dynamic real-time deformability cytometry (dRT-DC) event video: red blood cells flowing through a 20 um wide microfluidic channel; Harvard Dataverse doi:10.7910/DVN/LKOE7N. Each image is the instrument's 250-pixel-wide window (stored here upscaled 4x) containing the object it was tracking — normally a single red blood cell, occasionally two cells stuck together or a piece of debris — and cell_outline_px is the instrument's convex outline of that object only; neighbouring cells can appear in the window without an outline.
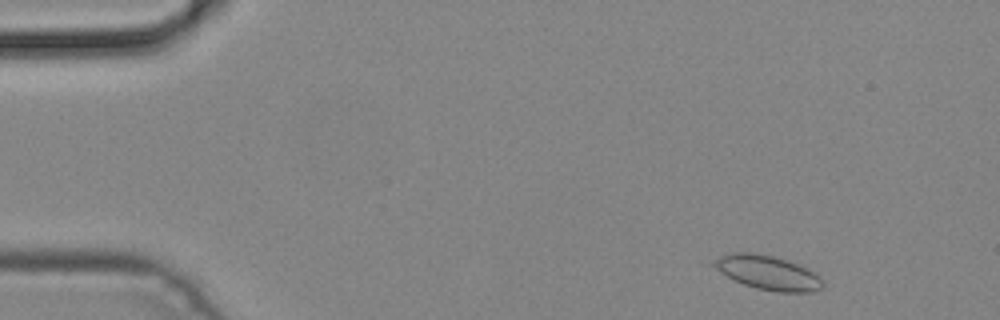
{"species": "common noctule bat (a hibernating species)", "species_latin": "Nyctalus noctula", "temperature_condition": "cold", "stored_images_in_passage": 2, "camera_frame_rate_fps": 3000, "um_per_image_px": 0.085, "animal": {"sex": "male", "body_mass_g": 19.2, "forearm_length_mm": 51.8}, "frame": {"image": 1, "passage_image": 1, "time_ms": 0.0, "image_size_px": [1000, 320], "cell_outline_px": [[824, 284], [820, 288], [812, 292], [776, 292], [756, 288], [744, 284], [728, 276], [708, 264], [720, 256], [732, 252], [748, 252], [772, 256], [796, 264], [820, 276], [824, 280]], "centroid_in_image_um": [65.24, 23.18], "position_along_channel_um": 19.8, "area_um2": 21.39}}